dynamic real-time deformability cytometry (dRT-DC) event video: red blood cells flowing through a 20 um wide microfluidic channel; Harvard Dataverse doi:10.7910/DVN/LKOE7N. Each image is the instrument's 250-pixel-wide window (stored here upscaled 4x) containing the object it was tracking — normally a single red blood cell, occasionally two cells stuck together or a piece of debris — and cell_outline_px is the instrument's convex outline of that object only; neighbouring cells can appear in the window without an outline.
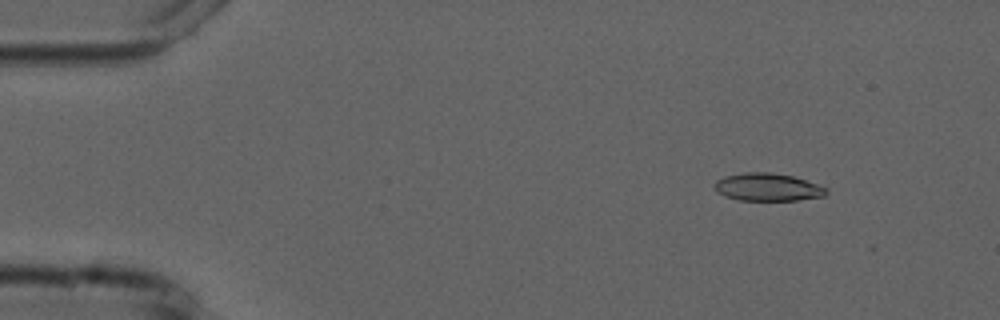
{"species": "common noctule bat (a hibernating species)", "species_latin": "Nyctalus noctula", "temperature_condition": "cold", "stored_images_in_passage": 5, "camera_frame_rate_fps": 3000, "um_per_image_px": 0.085, "animal": {"sex": "male", "forearm_length_mm": 52.5}, "frame": {"image": 1, "passage_image": 2, "time_ms": 1.0, "image_size_px": [1000, 320], "cell_outline_px": [[828, 192], [824, 196], [796, 200], [740, 200], [724, 196], [716, 192], [712, 184], [716, 180], [724, 176], [744, 172], [768, 172], [792, 176], [828, 188]], "centroid_in_image_um": [65.19, 15.9], "position_along_channel_um": 19.8, "area_um2": 18.09}}
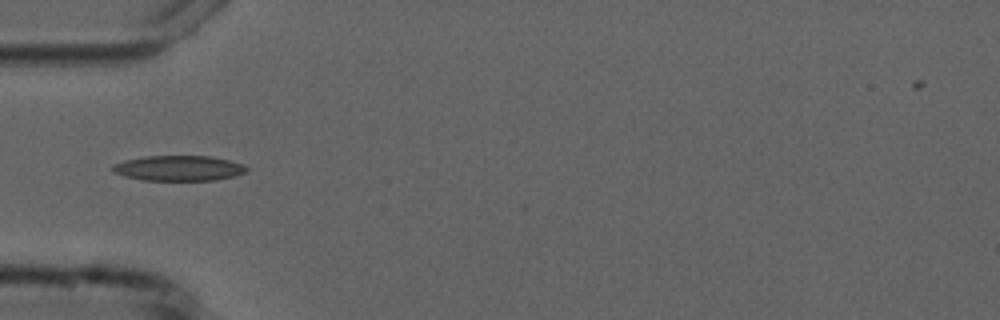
{"frame": {"image": 2, "passage_image": 5, "time_ms": 4.667, "image_size_px": [1000, 320], "cell_outline_px": [[248, 168], [244, 172], [236, 176], [216, 180], [140, 180], [124, 176], [112, 172], [112, 164], [124, 160], [144, 156], [212, 156], [244, 164]], "centroid_in_image_um": [15.16, 14.29], "position_along_channel_um": 69.8, "area_um2": 19.88}}